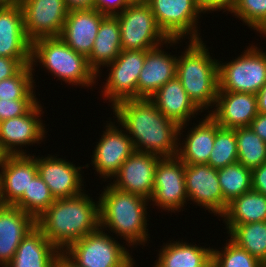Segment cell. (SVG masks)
<instances>
[{
  "label": "cell",
  "instance_id": "1",
  "mask_svg": "<svg viewBox=\"0 0 266 267\" xmlns=\"http://www.w3.org/2000/svg\"><path fill=\"white\" fill-rule=\"evenodd\" d=\"M119 124L129 132L135 151L160 157L178 153L180 125L163 115L148 98L123 100L112 107ZM132 136V137H131ZM143 149V150H142Z\"/></svg>",
  "mask_w": 266,
  "mask_h": 267
},
{
  "label": "cell",
  "instance_id": "2",
  "mask_svg": "<svg viewBox=\"0 0 266 267\" xmlns=\"http://www.w3.org/2000/svg\"><path fill=\"white\" fill-rule=\"evenodd\" d=\"M36 225L59 251H64L72 243L99 229V201L96 204L84 192L74 197L55 199L36 220Z\"/></svg>",
  "mask_w": 266,
  "mask_h": 267
},
{
  "label": "cell",
  "instance_id": "3",
  "mask_svg": "<svg viewBox=\"0 0 266 267\" xmlns=\"http://www.w3.org/2000/svg\"><path fill=\"white\" fill-rule=\"evenodd\" d=\"M148 201L111 185L106 186L99 198L100 228L104 230L108 227L111 232L114 231L124 238L129 245L143 244L148 240V231L146 232Z\"/></svg>",
  "mask_w": 266,
  "mask_h": 267
},
{
  "label": "cell",
  "instance_id": "4",
  "mask_svg": "<svg viewBox=\"0 0 266 267\" xmlns=\"http://www.w3.org/2000/svg\"><path fill=\"white\" fill-rule=\"evenodd\" d=\"M189 41L184 54L177 57L176 77L189 98L203 110L216 104L219 61L211 58L202 40Z\"/></svg>",
  "mask_w": 266,
  "mask_h": 267
},
{
  "label": "cell",
  "instance_id": "5",
  "mask_svg": "<svg viewBox=\"0 0 266 267\" xmlns=\"http://www.w3.org/2000/svg\"><path fill=\"white\" fill-rule=\"evenodd\" d=\"M35 62L42 63L43 68L72 86H92L98 76L89 67L87 58L70 48L59 36L42 37L31 42L32 68Z\"/></svg>",
  "mask_w": 266,
  "mask_h": 267
},
{
  "label": "cell",
  "instance_id": "6",
  "mask_svg": "<svg viewBox=\"0 0 266 267\" xmlns=\"http://www.w3.org/2000/svg\"><path fill=\"white\" fill-rule=\"evenodd\" d=\"M122 50H149L161 43H175L180 39L168 38L158 27L155 16L146 2L130 3L117 16Z\"/></svg>",
  "mask_w": 266,
  "mask_h": 267
},
{
  "label": "cell",
  "instance_id": "7",
  "mask_svg": "<svg viewBox=\"0 0 266 267\" xmlns=\"http://www.w3.org/2000/svg\"><path fill=\"white\" fill-rule=\"evenodd\" d=\"M231 62H218L219 90L257 94L266 83V52L255 46Z\"/></svg>",
  "mask_w": 266,
  "mask_h": 267
},
{
  "label": "cell",
  "instance_id": "8",
  "mask_svg": "<svg viewBox=\"0 0 266 267\" xmlns=\"http://www.w3.org/2000/svg\"><path fill=\"white\" fill-rule=\"evenodd\" d=\"M64 252L80 267H134L127 249L102 228L72 243Z\"/></svg>",
  "mask_w": 266,
  "mask_h": 267
},
{
  "label": "cell",
  "instance_id": "9",
  "mask_svg": "<svg viewBox=\"0 0 266 267\" xmlns=\"http://www.w3.org/2000/svg\"><path fill=\"white\" fill-rule=\"evenodd\" d=\"M158 27L168 38L201 40L197 34L196 20L202 13L197 0H147Z\"/></svg>",
  "mask_w": 266,
  "mask_h": 267
},
{
  "label": "cell",
  "instance_id": "10",
  "mask_svg": "<svg viewBox=\"0 0 266 267\" xmlns=\"http://www.w3.org/2000/svg\"><path fill=\"white\" fill-rule=\"evenodd\" d=\"M146 50H122L119 56L107 65L111 72L104 86V96L112 106L120 101L137 99V82L143 68Z\"/></svg>",
  "mask_w": 266,
  "mask_h": 267
},
{
  "label": "cell",
  "instance_id": "11",
  "mask_svg": "<svg viewBox=\"0 0 266 267\" xmlns=\"http://www.w3.org/2000/svg\"><path fill=\"white\" fill-rule=\"evenodd\" d=\"M187 199L185 163L178 156L162 157L156 166L150 202L175 212L184 207Z\"/></svg>",
  "mask_w": 266,
  "mask_h": 267
},
{
  "label": "cell",
  "instance_id": "12",
  "mask_svg": "<svg viewBox=\"0 0 266 267\" xmlns=\"http://www.w3.org/2000/svg\"><path fill=\"white\" fill-rule=\"evenodd\" d=\"M26 37L32 42L42 37L60 36L68 15L64 0H20Z\"/></svg>",
  "mask_w": 266,
  "mask_h": 267
},
{
  "label": "cell",
  "instance_id": "13",
  "mask_svg": "<svg viewBox=\"0 0 266 267\" xmlns=\"http://www.w3.org/2000/svg\"><path fill=\"white\" fill-rule=\"evenodd\" d=\"M161 158L152 153L134 151L113 176L116 180L110 185L150 200L156 166Z\"/></svg>",
  "mask_w": 266,
  "mask_h": 267
},
{
  "label": "cell",
  "instance_id": "14",
  "mask_svg": "<svg viewBox=\"0 0 266 267\" xmlns=\"http://www.w3.org/2000/svg\"><path fill=\"white\" fill-rule=\"evenodd\" d=\"M185 183L188 200H192L220 216L228 203L223 198L218 169L208 164H185Z\"/></svg>",
  "mask_w": 266,
  "mask_h": 267
},
{
  "label": "cell",
  "instance_id": "15",
  "mask_svg": "<svg viewBox=\"0 0 266 267\" xmlns=\"http://www.w3.org/2000/svg\"><path fill=\"white\" fill-rule=\"evenodd\" d=\"M0 204L14 205L38 174L36 158L26 154L0 158Z\"/></svg>",
  "mask_w": 266,
  "mask_h": 267
},
{
  "label": "cell",
  "instance_id": "16",
  "mask_svg": "<svg viewBox=\"0 0 266 267\" xmlns=\"http://www.w3.org/2000/svg\"><path fill=\"white\" fill-rule=\"evenodd\" d=\"M39 102L25 115L0 121V154H26L20 148L23 145L39 143L45 133V126L38 118L41 116ZM39 115V116H38ZM38 119V120H37ZM22 145V146H21Z\"/></svg>",
  "mask_w": 266,
  "mask_h": 267
},
{
  "label": "cell",
  "instance_id": "17",
  "mask_svg": "<svg viewBox=\"0 0 266 267\" xmlns=\"http://www.w3.org/2000/svg\"><path fill=\"white\" fill-rule=\"evenodd\" d=\"M110 123L105 126L107 128L95 147L92 164L103 178L112 177L113 179L122 164L135 150L128 134L123 133V130H119L112 122Z\"/></svg>",
  "mask_w": 266,
  "mask_h": 267
},
{
  "label": "cell",
  "instance_id": "18",
  "mask_svg": "<svg viewBox=\"0 0 266 267\" xmlns=\"http://www.w3.org/2000/svg\"><path fill=\"white\" fill-rule=\"evenodd\" d=\"M38 175L49 187L54 199L69 198L81 194V167H76L65 159L47 156L37 158Z\"/></svg>",
  "mask_w": 266,
  "mask_h": 267
},
{
  "label": "cell",
  "instance_id": "19",
  "mask_svg": "<svg viewBox=\"0 0 266 267\" xmlns=\"http://www.w3.org/2000/svg\"><path fill=\"white\" fill-rule=\"evenodd\" d=\"M216 109L209 115L220 127H249L258 114L256 94L218 91Z\"/></svg>",
  "mask_w": 266,
  "mask_h": 267
},
{
  "label": "cell",
  "instance_id": "20",
  "mask_svg": "<svg viewBox=\"0 0 266 267\" xmlns=\"http://www.w3.org/2000/svg\"><path fill=\"white\" fill-rule=\"evenodd\" d=\"M104 17L95 9L71 10L59 37L74 51L88 58Z\"/></svg>",
  "mask_w": 266,
  "mask_h": 267
},
{
  "label": "cell",
  "instance_id": "21",
  "mask_svg": "<svg viewBox=\"0 0 266 267\" xmlns=\"http://www.w3.org/2000/svg\"><path fill=\"white\" fill-rule=\"evenodd\" d=\"M0 57L31 59L21 5L0 6Z\"/></svg>",
  "mask_w": 266,
  "mask_h": 267
},
{
  "label": "cell",
  "instance_id": "22",
  "mask_svg": "<svg viewBox=\"0 0 266 267\" xmlns=\"http://www.w3.org/2000/svg\"><path fill=\"white\" fill-rule=\"evenodd\" d=\"M36 226V220L12 205L0 204V266L13 259L22 239Z\"/></svg>",
  "mask_w": 266,
  "mask_h": 267
},
{
  "label": "cell",
  "instance_id": "23",
  "mask_svg": "<svg viewBox=\"0 0 266 267\" xmlns=\"http://www.w3.org/2000/svg\"><path fill=\"white\" fill-rule=\"evenodd\" d=\"M157 46L146 50L145 62L137 82V98H150L176 77L177 58ZM165 53V54H164Z\"/></svg>",
  "mask_w": 266,
  "mask_h": 267
},
{
  "label": "cell",
  "instance_id": "24",
  "mask_svg": "<svg viewBox=\"0 0 266 267\" xmlns=\"http://www.w3.org/2000/svg\"><path fill=\"white\" fill-rule=\"evenodd\" d=\"M159 111L180 125L179 135L191 116L200 109L189 98L177 77L165 83L149 98Z\"/></svg>",
  "mask_w": 266,
  "mask_h": 267
},
{
  "label": "cell",
  "instance_id": "25",
  "mask_svg": "<svg viewBox=\"0 0 266 267\" xmlns=\"http://www.w3.org/2000/svg\"><path fill=\"white\" fill-rule=\"evenodd\" d=\"M59 252L36 225L22 239L6 267H53Z\"/></svg>",
  "mask_w": 266,
  "mask_h": 267
},
{
  "label": "cell",
  "instance_id": "26",
  "mask_svg": "<svg viewBox=\"0 0 266 267\" xmlns=\"http://www.w3.org/2000/svg\"><path fill=\"white\" fill-rule=\"evenodd\" d=\"M122 51L120 26L116 16H105L87 58L89 67L97 75L101 66L112 63Z\"/></svg>",
  "mask_w": 266,
  "mask_h": 267
},
{
  "label": "cell",
  "instance_id": "27",
  "mask_svg": "<svg viewBox=\"0 0 266 267\" xmlns=\"http://www.w3.org/2000/svg\"><path fill=\"white\" fill-rule=\"evenodd\" d=\"M214 141L215 120L208 114L197 126L191 128L185 143L178 148L177 156L185 164H208Z\"/></svg>",
  "mask_w": 266,
  "mask_h": 267
},
{
  "label": "cell",
  "instance_id": "28",
  "mask_svg": "<svg viewBox=\"0 0 266 267\" xmlns=\"http://www.w3.org/2000/svg\"><path fill=\"white\" fill-rule=\"evenodd\" d=\"M221 217L228 231L236 225L266 221V196L250 190L232 199Z\"/></svg>",
  "mask_w": 266,
  "mask_h": 267
},
{
  "label": "cell",
  "instance_id": "29",
  "mask_svg": "<svg viewBox=\"0 0 266 267\" xmlns=\"http://www.w3.org/2000/svg\"><path fill=\"white\" fill-rule=\"evenodd\" d=\"M213 248H202L186 242L165 244L159 251L155 267H210Z\"/></svg>",
  "mask_w": 266,
  "mask_h": 267
},
{
  "label": "cell",
  "instance_id": "30",
  "mask_svg": "<svg viewBox=\"0 0 266 267\" xmlns=\"http://www.w3.org/2000/svg\"><path fill=\"white\" fill-rule=\"evenodd\" d=\"M230 239L266 266V221L234 226Z\"/></svg>",
  "mask_w": 266,
  "mask_h": 267
},
{
  "label": "cell",
  "instance_id": "31",
  "mask_svg": "<svg viewBox=\"0 0 266 267\" xmlns=\"http://www.w3.org/2000/svg\"><path fill=\"white\" fill-rule=\"evenodd\" d=\"M238 163L253 170L266 162V142L250 127L236 128Z\"/></svg>",
  "mask_w": 266,
  "mask_h": 267
},
{
  "label": "cell",
  "instance_id": "32",
  "mask_svg": "<svg viewBox=\"0 0 266 267\" xmlns=\"http://www.w3.org/2000/svg\"><path fill=\"white\" fill-rule=\"evenodd\" d=\"M218 179L227 203L252 190V170L238 162L219 168Z\"/></svg>",
  "mask_w": 266,
  "mask_h": 267
},
{
  "label": "cell",
  "instance_id": "33",
  "mask_svg": "<svg viewBox=\"0 0 266 267\" xmlns=\"http://www.w3.org/2000/svg\"><path fill=\"white\" fill-rule=\"evenodd\" d=\"M54 201L49 187L37 174L23 196L13 206L18 207L37 220Z\"/></svg>",
  "mask_w": 266,
  "mask_h": 267
},
{
  "label": "cell",
  "instance_id": "34",
  "mask_svg": "<svg viewBox=\"0 0 266 267\" xmlns=\"http://www.w3.org/2000/svg\"><path fill=\"white\" fill-rule=\"evenodd\" d=\"M208 165L213 168H224L238 162L236 128L220 127L215 121V141Z\"/></svg>",
  "mask_w": 266,
  "mask_h": 267
},
{
  "label": "cell",
  "instance_id": "35",
  "mask_svg": "<svg viewBox=\"0 0 266 267\" xmlns=\"http://www.w3.org/2000/svg\"><path fill=\"white\" fill-rule=\"evenodd\" d=\"M31 65H25L16 75L0 81V99H37L33 94V74ZM35 95V96H34Z\"/></svg>",
  "mask_w": 266,
  "mask_h": 267
},
{
  "label": "cell",
  "instance_id": "36",
  "mask_svg": "<svg viewBox=\"0 0 266 267\" xmlns=\"http://www.w3.org/2000/svg\"><path fill=\"white\" fill-rule=\"evenodd\" d=\"M213 267H266L248 251L228 241L224 250H212Z\"/></svg>",
  "mask_w": 266,
  "mask_h": 267
},
{
  "label": "cell",
  "instance_id": "37",
  "mask_svg": "<svg viewBox=\"0 0 266 267\" xmlns=\"http://www.w3.org/2000/svg\"><path fill=\"white\" fill-rule=\"evenodd\" d=\"M232 13L260 34L266 33V0H238Z\"/></svg>",
  "mask_w": 266,
  "mask_h": 267
},
{
  "label": "cell",
  "instance_id": "38",
  "mask_svg": "<svg viewBox=\"0 0 266 267\" xmlns=\"http://www.w3.org/2000/svg\"><path fill=\"white\" fill-rule=\"evenodd\" d=\"M37 99H0V121L27 114L36 104Z\"/></svg>",
  "mask_w": 266,
  "mask_h": 267
},
{
  "label": "cell",
  "instance_id": "39",
  "mask_svg": "<svg viewBox=\"0 0 266 267\" xmlns=\"http://www.w3.org/2000/svg\"><path fill=\"white\" fill-rule=\"evenodd\" d=\"M31 59H13L0 57V81L16 75L25 65H30Z\"/></svg>",
  "mask_w": 266,
  "mask_h": 267
},
{
  "label": "cell",
  "instance_id": "40",
  "mask_svg": "<svg viewBox=\"0 0 266 267\" xmlns=\"http://www.w3.org/2000/svg\"><path fill=\"white\" fill-rule=\"evenodd\" d=\"M129 4V0H94V9L105 16H117Z\"/></svg>",
  "mask_w": 266,
  "mask_h": 267
},
{
  "label": "cell",
  "instance_id": "41",
  "mask_svg": "<svg viewBox=\"0 0 266 267\" xmlns=\"http://www.w3.org/2000/svg\"><path fill=\"white\" fill-rule=\"evenodd\" d=\"M201 12L227 10L233 12L238 0H197Z\"/></svg>",
  "mask_w": 266,
  "mask_h": 267
},
{
  "label": "cell",
  "instance_id": "42",
  "mask_svg": "<svg viewBox=\"0 0 266 267\" xmlns=\"http://www.w3.org/2000/svg\"><path fill=\"white\" fill-rule=\"evenodd\" d=\"M252 190L266 196V162L252 170Z\"/></svg>",
  "mask_w": 266,
  "mask_h": 267
},
{
  "label": "cell",
  "instance_id": "43",
  "mask_svg": "<svg viewBox=\"0 0 266 267\" xmlns=\"http://www.w3.org/2000/svg\"><path fill=\"white\" fill-rule=\"evenodd\" d=\"M249 127L266 142V114L258 113Z\"/></svg>",
  "mask_w": 266,
  "mask_h": 267
},
{
  "label": "cell",
  "instance_id": "44",
  "mask_svg": "<svg viewBox=\"0 0 266 267\" xmlns=\"http://www.w3.org/2000/svg\"><path fill=\"white\" fill-rule=\"evenodd\" d=\"M69 11L94 9V0H64Z\"/></svg>",
  "mask_w": 266,
  "mask_h": 267
},
{
  "label": "cell",
  "instance_id": "45",
  "mask_svg": "<svg viewBox=\"0 0 266 267\" xmlns=\"http://www.w3.org/2000/svg\"><path fill=\"white\" fill-rule=\"evenodd\" d=\"M53 267H80L64 251H60L55 259Z\"/></svg>",
  "mask_w": 266,
  "mask_h": 267
},
{
  "label": "cell",
  "instance_id": "46",
  "mask_svg": "<svg viewBox=\"0 0 266 267\" xmlns=\"http://www.w3.org/2000/svg\"><path fill=\"white\" fill-rule=\"evenodd\" d=\"M258 113L266 114V83L262 86L260 91L256 94Z\"/></svg>",
  "mask_w": 266,
  "mask_h": 267
},
{
  "label": "cell",
  "instance_id": "47",
  "mask_svg": "<svg viewBox=\"0 0 266 267\" xmlns=\"http://www.w3.org/2000/svg\"><path fill=\"white\" fill-rule=\"evenodd\" d=\"M20 0H0V6H8L18 4Z\"/></svg>",
  "mask_w": 266,
  "mask_h": 267
},
{
  "label": "cell",
  "instance_id": "48",
  "mask_svg": "<svg viewBox=\"0 0 266 267\" xmlns=\"http://www.w3.org/2000/svg\"><path fill=\"white\" fill-rule=\"evenodd\" d=\"M147 0H129L130 3L146 2Z\"/></svg>",
  "mask_w": 266,
  "mask_h": 267
}]
</instances>
